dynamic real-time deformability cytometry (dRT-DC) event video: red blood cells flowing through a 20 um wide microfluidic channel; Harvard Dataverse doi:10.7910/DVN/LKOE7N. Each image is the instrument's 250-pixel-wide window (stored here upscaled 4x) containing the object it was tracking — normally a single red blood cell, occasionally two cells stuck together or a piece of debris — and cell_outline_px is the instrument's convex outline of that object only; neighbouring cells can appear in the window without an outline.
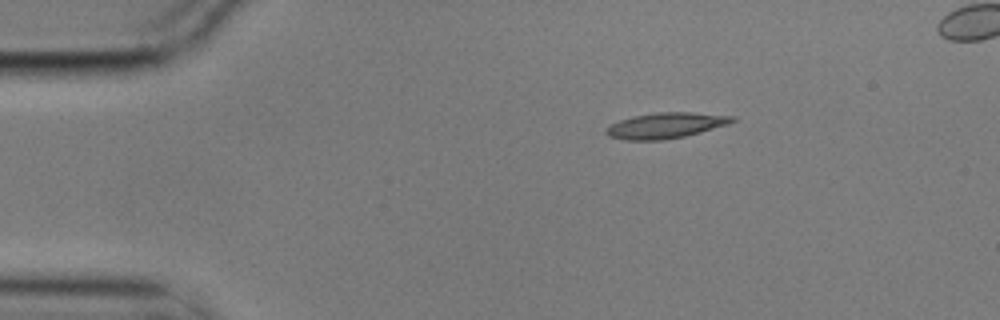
{"species": "common noctule bat (a hibernating species)", "species_latin": "Nyctalus noctula", "temperature_condition": "cold", "stored_images_in_passage": 4, "camera_frame_rate_fps": 3000, "um_per_image_px": 0.085, "animal": {"sex": "male", "body_mass_g": 17.9}, "frame": {"image": 1, "passage_image": 1, "time_ms": 0.0, "image_size_px": [1000, 320], "cell_outline_px": [[736, 120], [728, 124], [700, 132], [684, 136], [664, 140], [624, 140], [608, 136], [604, 132], [604, 128], [620, 120], [636, 116], [656, 112], [688, 112], [736, 116]], "centroid_in_image_um": [56.57, 10.67], "position_along_channel_um": 28.4, "area_um2": 18.79}}